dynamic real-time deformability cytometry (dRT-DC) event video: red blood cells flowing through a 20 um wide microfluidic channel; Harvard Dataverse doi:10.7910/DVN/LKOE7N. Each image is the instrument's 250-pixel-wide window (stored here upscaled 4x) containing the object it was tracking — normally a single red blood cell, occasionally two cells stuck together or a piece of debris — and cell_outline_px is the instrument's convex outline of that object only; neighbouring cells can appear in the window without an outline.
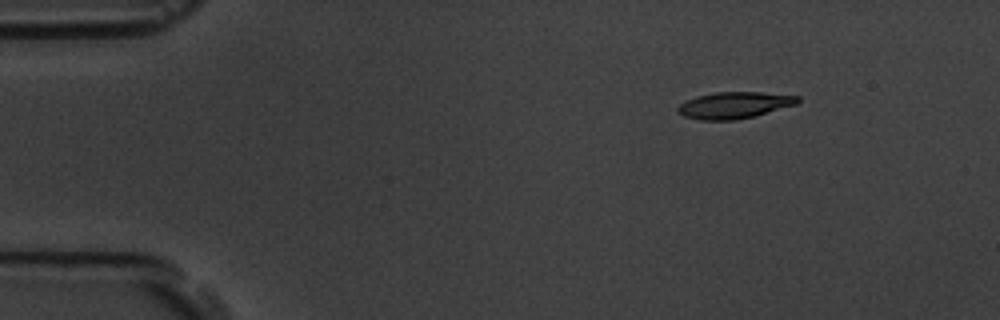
{"species": "common noctule bat (a hibernating species)", "species_latin": "Nyctalus noctula", "temperature_condition": "room temperature", "stored_images_in_passage": 50, "camera_frame_rate_fps": 3000, "um_per_image_px": 0.085, "animal": {"sex": "male", "body_mass_g": 19.5, "forearm_length_mm": 54.6}, "frame": {"image": 1, "passage_image": 1, "time_ms": 0.0, "image_size_px": [1000, 320], "cell_outline_px": [[800, 100], [796, 104], [756, 116], [736, 120], [700, 120], [684, 116], [676, 108], [680, 104], [696, 96], [716, 92], [760, 92], [800, 96]], "centroid_in_image_um": [62.44, 8.94], "position_along_channel_um": 22.6, "area_um2": 18.5}}
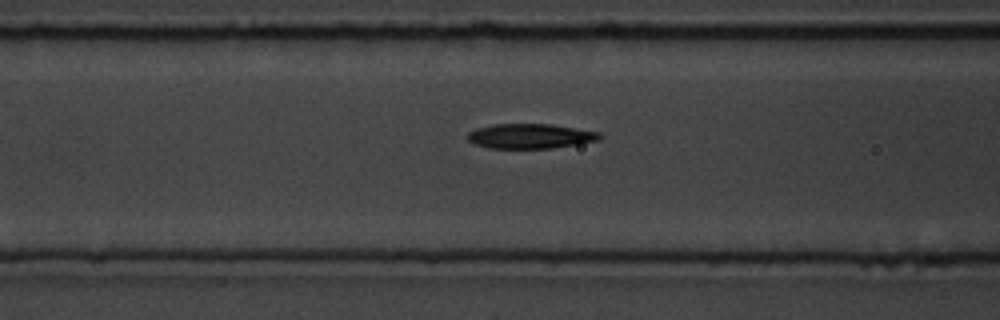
{"frame": {"image": 2, "passage_image": 16, "time_ms": 5.0, "image_size_px": [1000, 320], "cell_outline_px": [[604, 136], [600, 140], [552, 148], [488, 148], [476, 144], [468, 140], [468, 132], [476, 128], [492, 124], [552, 124], [600, 132]], "centroid_in_image_um": [45.1, 11.56], "position_along_channel_um": 121.5, "area_um2": 19.13}}
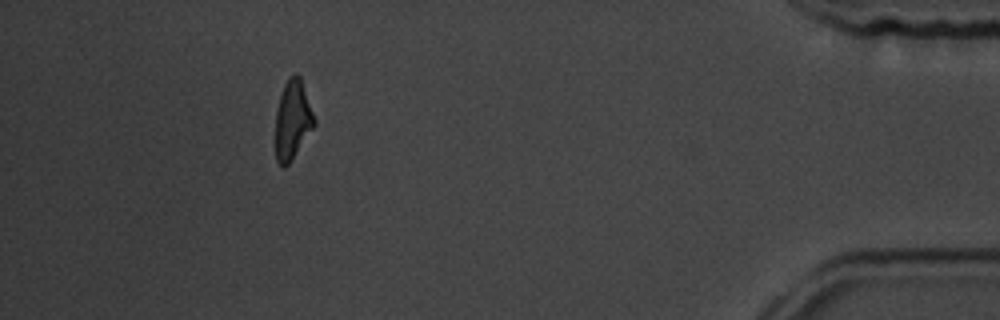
{"frame": {"image": 3, "passage_image": 45, "time_ms": 14.667, "image_size_px": [1000, 320], "cell_outline_px": [[316, 124], [288, 164], [284, 168], [276, 160], [276, 112], [280, 96], [284, 84], [296, 72], [300, 76], [316, 120]], "centroid_in_image_um": [24.88, 10.18], "position_along_channel_um": 410.3, "area_um2": 17.57}, "authors_computed_cell_mechanics": {"area_um2": 19.1607, "velocity_mm_per_s": 3.5921, "shape_relaxation_time_tau1_ms": 4.7976, "shape_relaxation_time_tau2_ms": 6.2779, "deformation_change_tau1": 0.1701, "deformation_change_tau2": 0.1704}}